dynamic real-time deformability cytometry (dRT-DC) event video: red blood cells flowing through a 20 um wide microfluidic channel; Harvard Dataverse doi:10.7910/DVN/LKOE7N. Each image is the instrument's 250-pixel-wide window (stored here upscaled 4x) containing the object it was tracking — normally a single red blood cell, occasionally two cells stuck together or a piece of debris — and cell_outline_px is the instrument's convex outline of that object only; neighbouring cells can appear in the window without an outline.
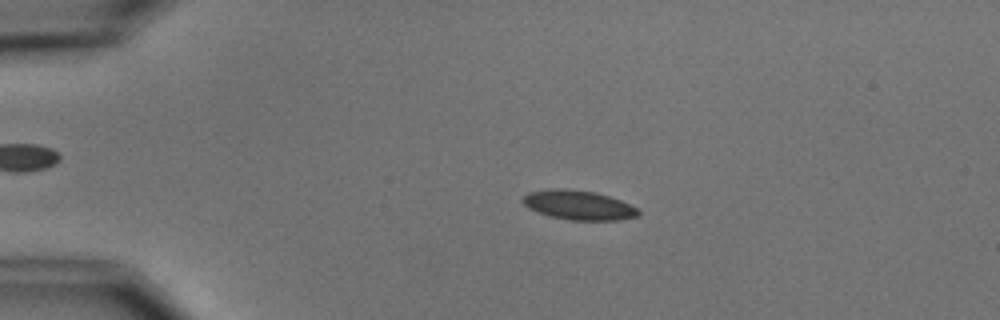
{"species": "common noctule bat (a hibernating species)", "species_latin": "Nyctalus noctula", "temperature_condition": "cold", "stored_images_in_passage": 6, "camera_frame_rate_fps": 3000, "um_per_image_px": 0.085, "animal": {"sex": "male", "body_mass_g": 15.6}, "frame": {"image": 1, "passage_image": 4, "time_ms": 3.333, "image_size_px": [1000, 320], "cell_outline_px": [[640, 212], [636, 216], [616, 220], [572, 220], [552, 216], [528, 208], [520, 200], [528, 192], [556, 188], [564, 188], [596, 192], [620, 200], [636, 208]], "centroid_in_image_um": [49.15, 17.42], "position_along_channel_um": 35.9, "area_um2": 19.48}}
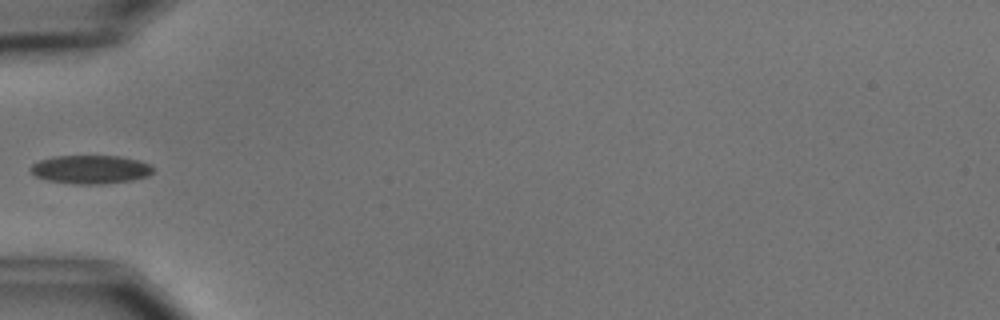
{"frame": {"image": 2, "passage_image": 6, "time_ms": 5.667, "image_size_px": [1000, 320], "cell_outline_px": [[152, 172], [148, 176], [132, 180], [100, 184], [72, 184], [48, 180], [36, 176], [28, 168], [32, 164], [40, 160], [52, 156], [120, 156], [152, 164]], "centroid_in_image_um": [7.68, 14.4], "position_along_channel_um": 77.3, "area_um2": 20.35}}